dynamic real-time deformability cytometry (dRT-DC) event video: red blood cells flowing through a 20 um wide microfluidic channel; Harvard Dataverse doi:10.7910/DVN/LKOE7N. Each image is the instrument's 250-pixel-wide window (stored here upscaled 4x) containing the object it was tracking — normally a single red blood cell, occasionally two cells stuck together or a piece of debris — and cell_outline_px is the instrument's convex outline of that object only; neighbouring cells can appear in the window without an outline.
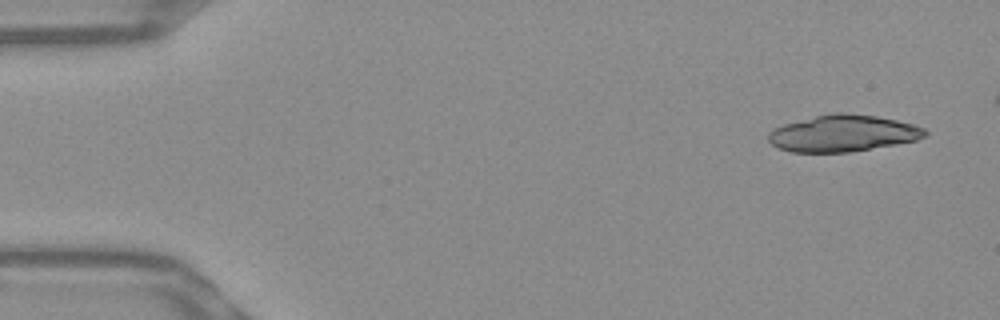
{"species": "Egyptian fruit bat (a non-hibernating species)", "species_latin": "Rousettus aegyptiacus", "temperature_condition": "warm", "stored_images_in_passage": 16, "camera_frame_rate_fps": 3000, "um_per_image_px": 0.085, "frame": {"image": 1, "passage_image": 1, "time_ms": 0.0, "image_size_px": [1000, 320], "cell_outline_px": [[928, 132], [924, 136], [916, 140], [852, 152], [792, 152], [780, 148], [772, 144], [768, 140], [768, 132], [784, 124], [816, 116], [836, 112], [848, 112], [876, 116], [896, 120], [912, 124], [924, 128]], "centroid_in_image_um": [71.65, 11.33], "position_along_channel_um": 13.3, "area_um2": 33.18}}